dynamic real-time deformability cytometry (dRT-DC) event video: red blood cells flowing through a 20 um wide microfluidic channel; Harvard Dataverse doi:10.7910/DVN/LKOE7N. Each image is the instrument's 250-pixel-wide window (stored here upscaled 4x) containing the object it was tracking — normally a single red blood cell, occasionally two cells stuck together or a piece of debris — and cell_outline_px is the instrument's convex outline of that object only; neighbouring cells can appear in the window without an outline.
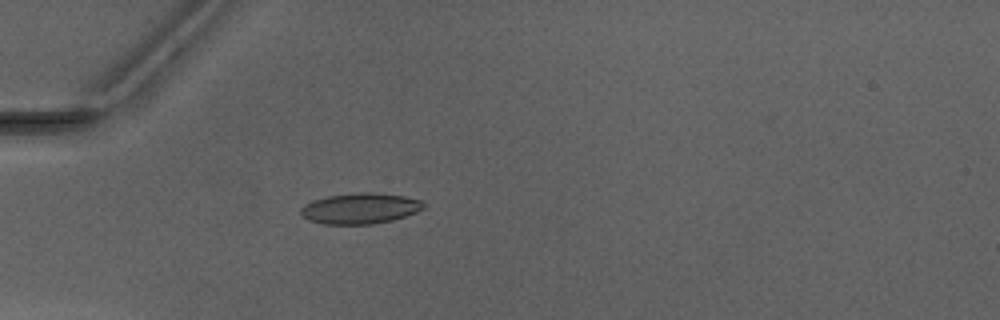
{"species": "Egyptian fruit bat (a non-hibernating species)", "species_latin": "Rousettus aegyptiacus", "temperature_condition": "warm", "stored_images_in_passage": 40, "camera_frame_rate_fps": 3000, "um_per_image_px": 0.085, "animal": {"sex": "male"}, "frame": {"image": 1, "passage_image": 5, "time_ms": 1.333, "image_size_px": [1000, 320], "cell_outline_px": [[424, 208], [416, 212], [392, 220], [372, 224], [324, 224], [308, 220], [300, 216], [300, 208], [304, 204], [312, 200], [328, 196], [360, 192], [372, 192], [404, 196], [420, 200], [424, 204]], "centroid_in_image_um": [30.56, 17.71], "position_along_channel_um": 54.4, "area_um2": 22.02}}
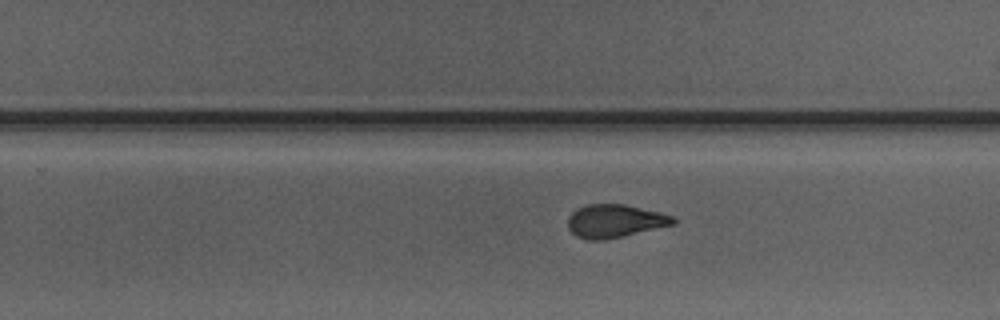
{"frame": {"image": 2, "passage_image": 22, "time_ms": 7.0, "image_size_px": [1000, 320], "cell_outline_px": [[676, 224], [604, 240], [588, 240], [576, 236], [568, 228], [568, 216], [576, 208], [588, 204], [624, 204], [660, 212], [672, 216], [676, 220]], "centroid_in_image_um": [52.24, 18.78], "position_along_channel_um": 277.6, "area_um2": 20.35}}
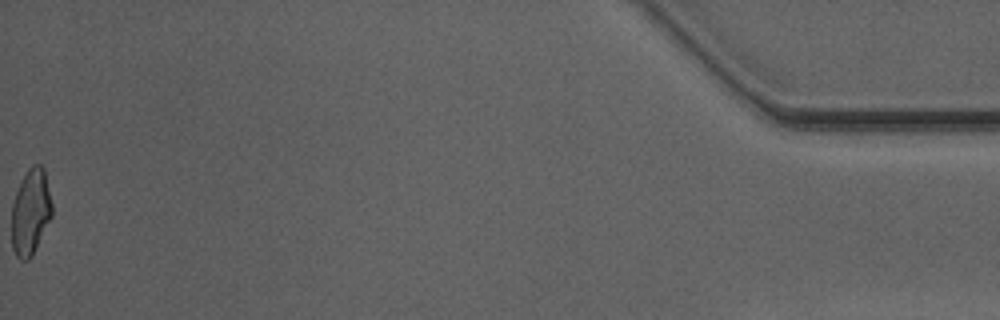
{"frame": {"image": 3, "passage_image": 40, "time_ms": 13.0, "image_size_px": [1000, 320], "cell_outline_px": [[52, 216], [32, 256], [28, 260], [20, 260], [16, 256], [12, 248], [12, 204], [16, 192], [28, 168], [32, 164], [40, 164], [44, 168], [52, 204]], "centroid_in_image_um": [2.6, 18.03], "position_along_channel_um": 432.6, "area_um2": 20.17}, "authors_computed_cell_mechanics": {"area_um2": 20.5768, "velocity_mm_per_s": 4.1699, "shape_relaxation_time_tau1_ms": null, "shape_relaxation_time_tau2_ms": 1.3039, "deformation_change_tau1": null, "deformation_change_tau2": 0.0649}}